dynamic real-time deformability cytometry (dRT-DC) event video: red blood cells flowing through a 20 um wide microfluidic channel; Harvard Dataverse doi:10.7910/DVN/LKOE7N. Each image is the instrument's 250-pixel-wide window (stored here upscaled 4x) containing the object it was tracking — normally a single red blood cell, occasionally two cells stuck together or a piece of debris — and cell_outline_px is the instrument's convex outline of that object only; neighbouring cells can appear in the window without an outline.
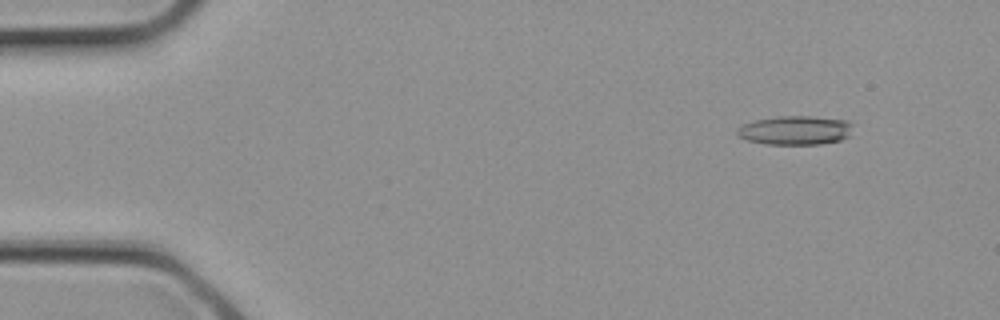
{"species": "common noctule bat (a hibernating species)", "species_latin": "Nyctalus noctula", "temperature_condition": "cold", "stored_images_in_passage": 2, "camera_frame_rate_fps": 3000, "um_per_image_px": 0.085, "animal": {"sex": "female", "body_mass_g": 21.9}, "frame": {"image": 1, "passage_image": 2, "time_ms": 0.333, "image_size_px": [1000, 320], "cell_outline_px": [[852, 124], [848, 136], [840, 140], [820, 144], [764, 144], [748, 140], [736, 136], [736, 128], [740, 124], [756, 120], [780, 116], [808, 116], [848, 120]], "centroid_in_image_um": [67.54, 11.07], "position_along_channel_um": 17.5, "area_um2": 19.59}}